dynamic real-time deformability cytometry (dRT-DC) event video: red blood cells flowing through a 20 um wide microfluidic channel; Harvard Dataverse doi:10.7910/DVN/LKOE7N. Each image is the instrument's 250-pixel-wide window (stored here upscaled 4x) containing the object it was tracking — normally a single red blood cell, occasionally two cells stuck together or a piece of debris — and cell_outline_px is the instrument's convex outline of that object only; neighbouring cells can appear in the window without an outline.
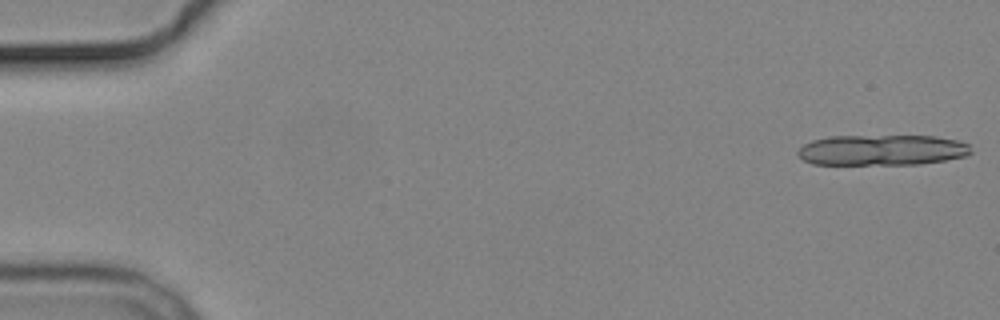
{"species": "common noctule bat (a hibernating species)", "species_latin": "Nyctalus noctula", "temperature_condition": "cold", "stored_images_in_passage": 4, "camera_frame_rate_fps": 3000, "um_per_image_px": 0.085, "animal": {"sex": "male", "body_mass_g": 19.2, "forearm_length_mm": 51.8}, "frame": {"image": 1, "passage_image": 1, "time_ms": 0.0, "image_size_px": [1000, 320], "cell_outline_px": [[972, 152], [968, 156], [920, 164], [812, 164], [804, 160], [796, 152], [804, 144], [812, 140], [832, 136], [936, 136], [956, 140], [968, 144]], "centroid_in_image_um": [74.98, 12.75], "position_along_channel_um": 10.0, "area_um2": 30.87}}